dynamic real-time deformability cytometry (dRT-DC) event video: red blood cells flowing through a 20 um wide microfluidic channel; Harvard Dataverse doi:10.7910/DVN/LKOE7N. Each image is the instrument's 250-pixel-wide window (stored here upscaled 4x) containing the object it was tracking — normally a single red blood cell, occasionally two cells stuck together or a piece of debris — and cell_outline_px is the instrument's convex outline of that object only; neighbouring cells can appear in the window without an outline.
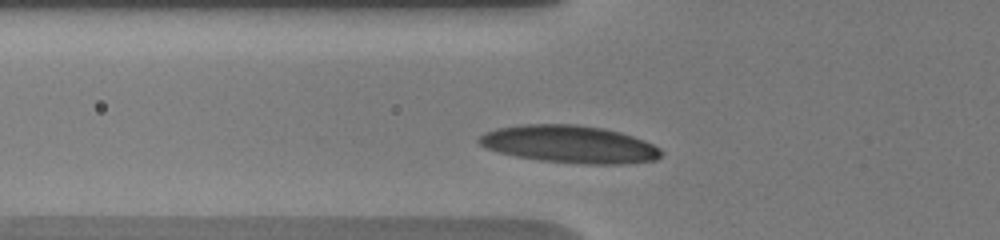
{"species": "human", "species_latin": "Homo sapiens", "temperature_condition": "warm", "stored_images_in_passage": 7, "camera_frame_rate_fps": 3000, "um_per_image_px": 0.085, "donor": {"sex": "male"}, "frame": {"image": 1, "passage_image": 4, "time_ms": 1.667, "image_size_px": [1000, 240], "cell_outline_px": [[660, 156], [656, 160], [620, 164], [584, 164], [540, 160], [516, 156], [484, 148], [476, 140], [484, 132], [496, 128], [524, 124], [576, 124], [604, 128], [620, 132], [644, 140], [660, 148]], "centroid_in_image_um": [48.38, 12.25], "position_along_channel_um": 77.4, "area_um2": 39.77}}
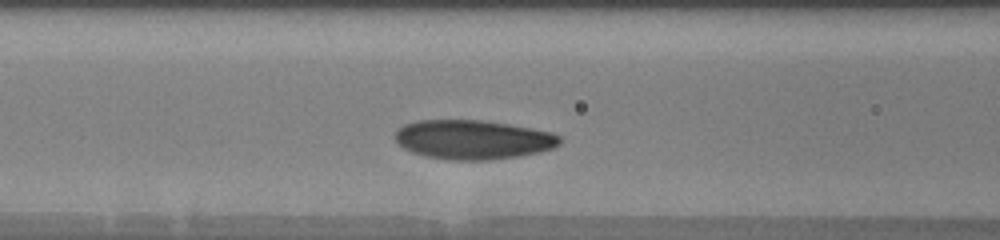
{"frame": {"image": 2, "passage_image": 6, "time_ms": 3.0, "image_size_px": [1000, 240], "cell_outline_px": [[560, 144], [552, 148], [540, 152], [520, 156], [488, 160], [452, 160], [428, 156], [412, 152], [404, 148], [396, 140], [396, 128], [404, 124], [416, 120], [480, 120], [508, 124], [552, 132], [560, 136]], "centroid_in_image_um": [40.2, 11.86], "position_along_channel_um": 126.4, "area_um2": 37.57}}